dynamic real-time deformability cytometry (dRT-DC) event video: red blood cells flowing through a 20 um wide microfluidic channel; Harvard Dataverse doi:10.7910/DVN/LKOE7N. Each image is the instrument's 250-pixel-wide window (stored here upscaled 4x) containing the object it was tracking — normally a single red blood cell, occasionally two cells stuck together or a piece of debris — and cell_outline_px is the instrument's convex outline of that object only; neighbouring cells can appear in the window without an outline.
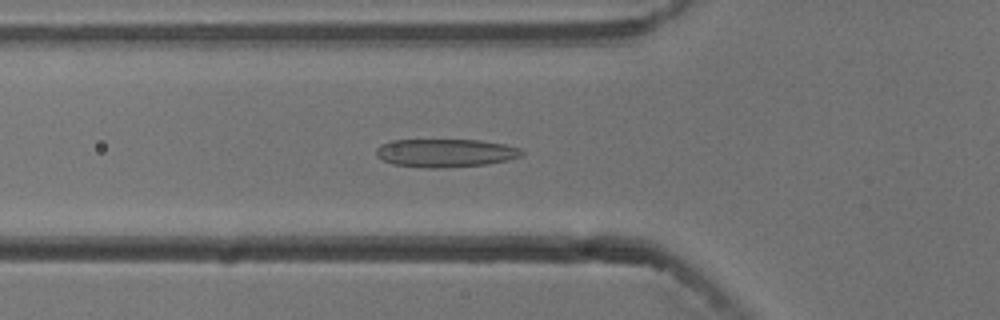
{"species": "common noctule bat (a hibernating species)", "species_latin": "Nyctalus noctula", "temperature_condition": "cold", "stored_images_in_passage": 55, "camera_frame_rate_fps": 3000, "um_per_image_px": 0.085, "animal": {"sex": "male", "body_mass_g": 13.3}, "frame": {"image": 1, "passage_image": 19, "time_ms": 6.0, "image_size_px": [1000, 320], "cell_outline_px": [[524, 152], [520, 156], [508, 160], [488, 164], [432, 168], [424, 168], [392, 164], [376, 156], [376, 148], [380, 144], [392, 140], [480, 140], [504, 144], [520, 148]], "centroid_in_image_um": [37.84, 13.0], "position_along_channel_um": 88.0, "area_um2": 23.93}}
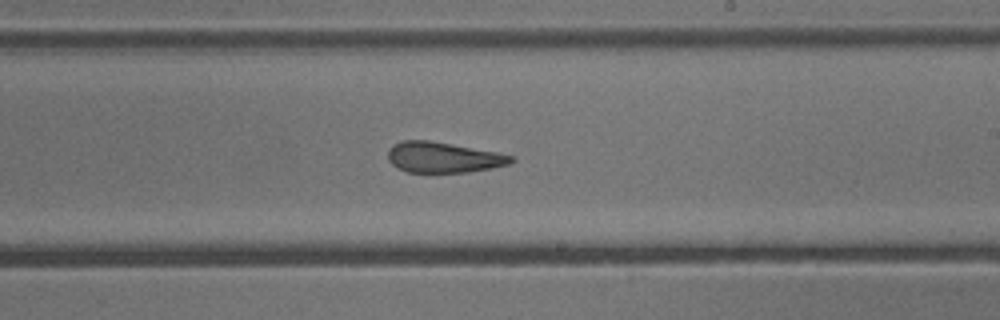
{"frame": {"image": 2, "passage_image": 32, "time_ms": 10.333, "image_size_px": [1000, 320], "cell_outline_px": [[516, 160], [512, 164], [492, 168], [468, 172], [408, 172], [396, 168], [388, 160], [388, 148], [392, 144], [404, 140], [428, 140], [500, 152], [516, 156]], "centroid_in_image_um": [37.73, 13.37], "position_along_channel_um": 251.3, "area_um2": 22.37}}
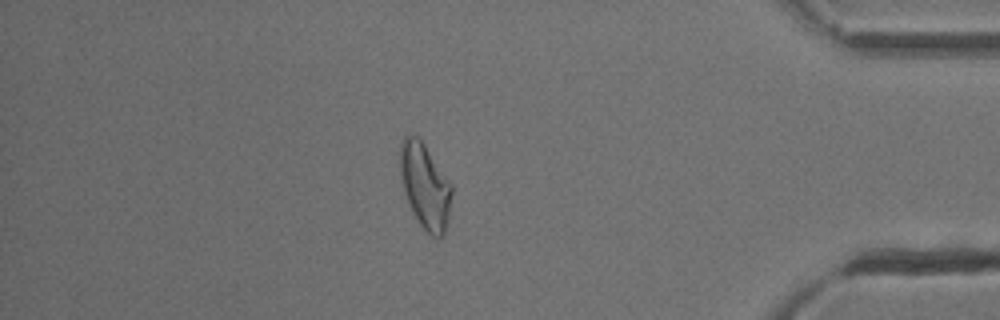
{"frame": {"image": 3, "passage_image": 47, "time_ms": 15.333, "image_size_px": [1000, 320], "cell_outline_px": [[452, 192], [448, 216], [444, 236], [440, 240], [432, 236], [420, 224], [408, 204], [404, 192], [400, 176], [400, 144], [404, 136], [420, 136], [452, 184]], "centroid_in_image_um": [36.13, 15.79], "position_along_channel_um": 399.1, "area_um2": 25.84}, "authors_computed_cell_mechanics": {"area_um2": 24.565, "velocity_mm_per_s": 3.7547, "shape_relaxation_time_tau1_ms": null, "shape_relaxation_time_tau2_ms": 2.4856, "deformation_change_tau1": null, "deformation_change_tau2": 0.1016}}